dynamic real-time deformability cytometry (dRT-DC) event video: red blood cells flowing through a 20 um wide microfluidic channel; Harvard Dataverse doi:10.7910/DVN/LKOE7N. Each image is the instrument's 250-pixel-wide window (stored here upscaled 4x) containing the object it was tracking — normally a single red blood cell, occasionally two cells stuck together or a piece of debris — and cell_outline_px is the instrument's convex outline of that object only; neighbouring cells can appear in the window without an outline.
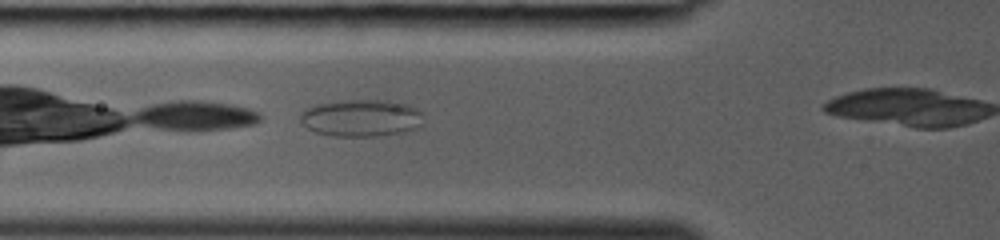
{"species": "common noctule bat (a hibernating species)", "species_latin": "Nyctalus noctula", "temperature_condition": "room temperature", "stored_images_in_passage": 17, "camera_frame_rate_fps": 3000, "um_per_image_px": 0.085, "animal": {"sex": "female", "body_mass_g": 19.0, "forearm_length_mm": 53.3}, "frame": {"image": 1, "passage_image": 4, "time_ms": 1.0, "image_size_px": [1000, 240], "cell_outline_px": [[424, 128], [404, 132], [380, 136], [332, 136], [316, 132], [300, 124], [300, 112], [304, 108], [316, 104], [340, 100], [388, 100], [404, 104], [416, 108], [424, 112]], "centroid_in_image_um": [30.75, 10.03], "position_along_channel_um": 95.1, "area_um2": 27.4}}